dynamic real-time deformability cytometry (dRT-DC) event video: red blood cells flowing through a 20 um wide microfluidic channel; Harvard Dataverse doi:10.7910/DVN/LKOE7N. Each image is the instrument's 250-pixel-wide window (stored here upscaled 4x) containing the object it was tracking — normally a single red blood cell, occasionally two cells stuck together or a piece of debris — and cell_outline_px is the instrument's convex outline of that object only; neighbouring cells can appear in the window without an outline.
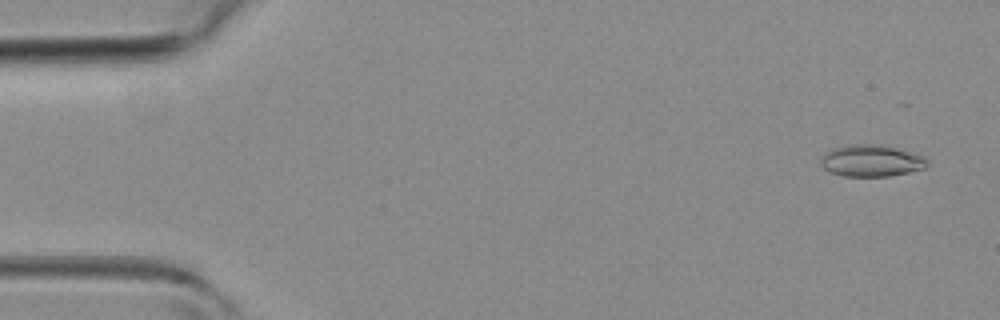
{"species": "common noctule bat (a hibernating species)", "species_latin": "Nyctalus noctula", "temperature_condition": "room temperature", "stored_images_in_passage": 8, "camera_frame_rate_fps": 3000, "um_per_image_px": 0.085, "animal": {"sex": "female", "body_mass_g": 19.3, "forearm_length_mm": 54.1}, "frame": {"image": 1, "passage_image": 2, "time_ms": 0.333, "image_size_px": [1000, 320], "cell_outline_px": [[928, 164], [924, 168], [908, 172], [888, 176], [844, 176], [828, 172], [820, 164], [820, 160], [824, 152], [832, 148], [852, 144], [880, 144], [904, 148], [924, 156], [928, 160]], "centroid_in_image_um": [74.07, 13.64], "position_along_channel_um": 10.9, "area_um2": 20.11}}